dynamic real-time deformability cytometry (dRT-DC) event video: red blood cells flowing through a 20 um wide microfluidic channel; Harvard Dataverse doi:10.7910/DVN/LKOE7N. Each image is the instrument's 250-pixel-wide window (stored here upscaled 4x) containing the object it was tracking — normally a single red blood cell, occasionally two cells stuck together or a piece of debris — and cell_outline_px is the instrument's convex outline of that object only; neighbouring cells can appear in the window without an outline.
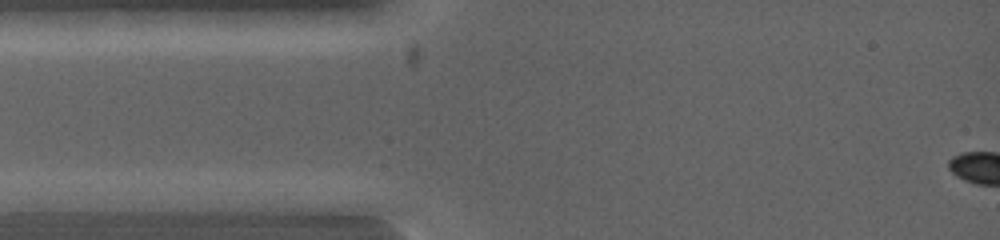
{"species": "common noctule bat (a hibernating species)", "species_latin": "Nyctalus noctula", "temperature_condition": "warm", "stored_images_in_passage": 6, "segment_of_instrument_passage": [1, 2], "camera_frame_rate_fps": 5000, "um_per_image_px": 0.085, "animal": {"sex": "female", "body_mass_g": 19.0, "forearm_length_mm": 53.3}, "frame": {"image": 1, "passage_image": 1, "time_ms": 0.0, "image_size_px": [1000, 240], "cell_outline_px": [[116, 200], [96, 212], [16, 212], [16, 200], [76, 192]], "centroid_in_image_um": [5.39, 17.3], "position_along_channel_um": 79.6, "area_um2": 10.69}}